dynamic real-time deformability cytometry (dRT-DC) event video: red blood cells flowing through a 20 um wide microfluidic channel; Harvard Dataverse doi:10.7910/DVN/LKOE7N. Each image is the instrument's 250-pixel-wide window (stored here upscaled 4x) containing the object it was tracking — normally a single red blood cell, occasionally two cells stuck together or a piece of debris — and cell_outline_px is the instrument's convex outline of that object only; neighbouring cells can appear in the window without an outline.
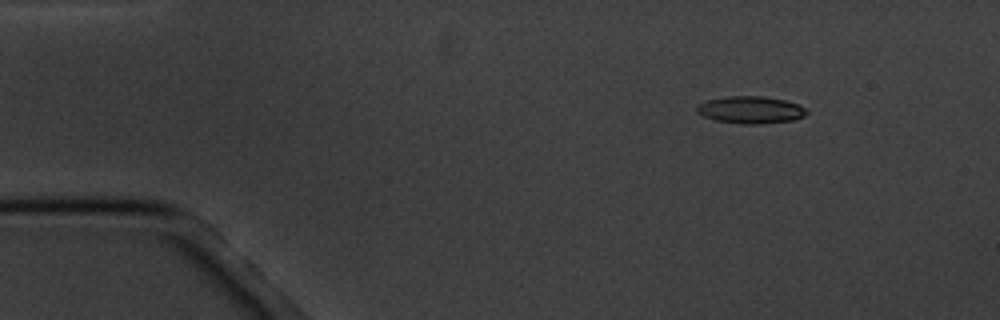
{"species": "common noctule bat (a hibernating species)", "species_latin": "Nyctalus noctula", "temperature_condition": "cold", "stored_images_in_passage": 4, "camera_frame_rate_fps": 3000, "um_per_image_px": 0.085, "animal": {"sex": "male", "body_mass_g": 20.1, "forearm_length_mm": 53.5}, "frame": {"image": 1, "passage_image": 1, "time_ms": 0.0, "image_size_px": [1000, 320], "cell_outline_px": [[808, 112], [804, 116], [792, 120], [760, 124], [740, 124], [716, 120], [704, 116], [696, 112], [696, 108], [700, 104], [708, 100], [724, 96], [764, 96], [784, 100], [796, 104], [804, 108]], "centroid_in_image_um": [63.79, 9.34], "position_along_channel_um": 21.2, "area_um2": 17.28}}